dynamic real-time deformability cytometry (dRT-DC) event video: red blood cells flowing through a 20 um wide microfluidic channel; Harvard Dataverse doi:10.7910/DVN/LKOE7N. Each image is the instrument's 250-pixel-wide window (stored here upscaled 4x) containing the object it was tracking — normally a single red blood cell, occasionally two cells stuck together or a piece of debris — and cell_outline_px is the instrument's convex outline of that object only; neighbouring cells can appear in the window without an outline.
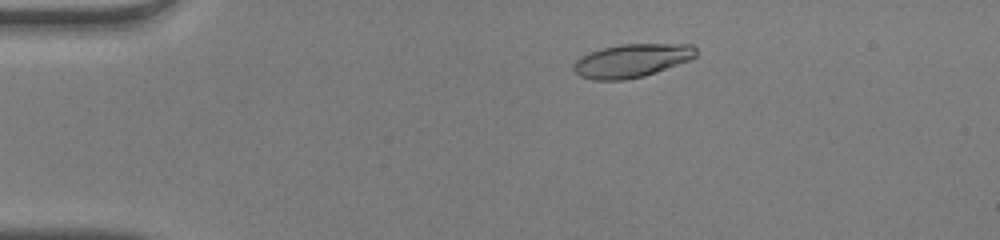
{"species": "human", "species_latin": "Homo sapiens", "temperature_condition": "warm", "stored_images_in_passage": 49, "camera_frame_rate_fps": 3000, "um_per_image_px": 0.085, "donor": {"sex": "male"}, "frame": {"image": 1, "passage_image": 8, "time_ms": 2.333, "image_size_px": [1000, 240], "cell_outline_px": [[696, 56], [688, 60], [656, 72], [644, 76], [624, 80], [592, 80], [580, 76], [572, 68], [576, 60], [580, 56], [588, 52], [600, 48], [620, 44], [692, 44], [696, 48]], "centroid_in_image_um": [53.65, 5.15], "position_along_channel_um": 31.3, "area_um2": 23.87}}
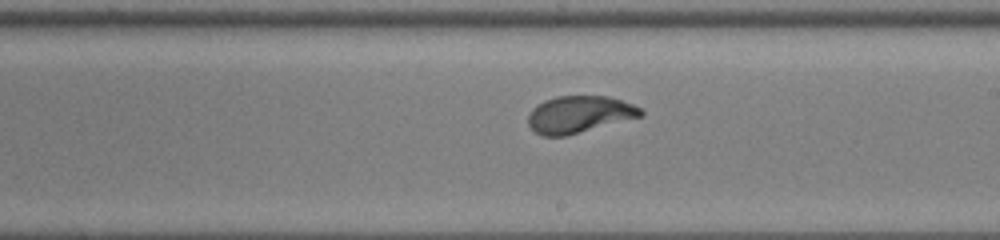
{"frame": {"image": 2, "passage_image": 28, "time_ms": 9.0, "image_size_px": [1000, 240], "cell_outline_px": [[644, 116], [568, 136], [544, 136], [536, 132], [528, 124], [528, 116], [532, 108], [536, 104], [544, 100], [556, 96], [608, 96], [632, 104], [640, 108], [644, 112]], "centroid_in_image_um": [49.24, 9.73], "position_along_channel_um": 239.8, "area_um2": 24.51}}
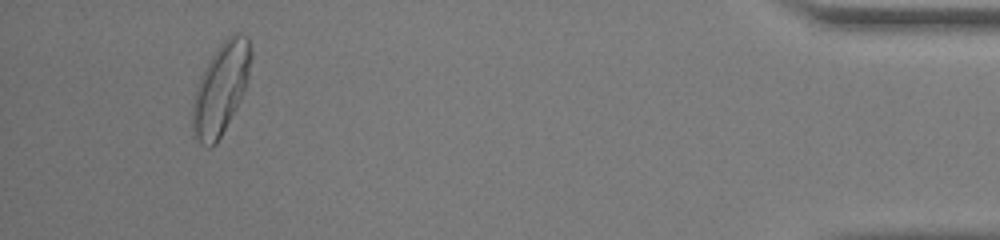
{"frame": {"image": 3, "passage_image": 46, "time_ms": 15.0, "image_size_px": [1000, 240], "cell_outline_px": [[252, 56], [248, 80], [244, 92], [236, 108], [216, 144], [208, 148], [200, 144], [192, 128], [192, 100], [200, 76], [212, 56], [220, 44], [232, 32], [236, 32], [248, 36], [252, 52]], "centroid_in_image_um": [18.78, 7.51], "position_along_channel_um": 416.4, "area_um2": 31.04}, "authors_computed_cell_mechanics": {"area_um2": 24.3916, "velocity_mm_per_s": 4.0665, "shape_relaxation_time_tau1_ms": 3.1895, "shape_relaxation_time_tau2_ms": null, "deformation_change_tau1": 0.2079, "deformation_change_tau2": null}}